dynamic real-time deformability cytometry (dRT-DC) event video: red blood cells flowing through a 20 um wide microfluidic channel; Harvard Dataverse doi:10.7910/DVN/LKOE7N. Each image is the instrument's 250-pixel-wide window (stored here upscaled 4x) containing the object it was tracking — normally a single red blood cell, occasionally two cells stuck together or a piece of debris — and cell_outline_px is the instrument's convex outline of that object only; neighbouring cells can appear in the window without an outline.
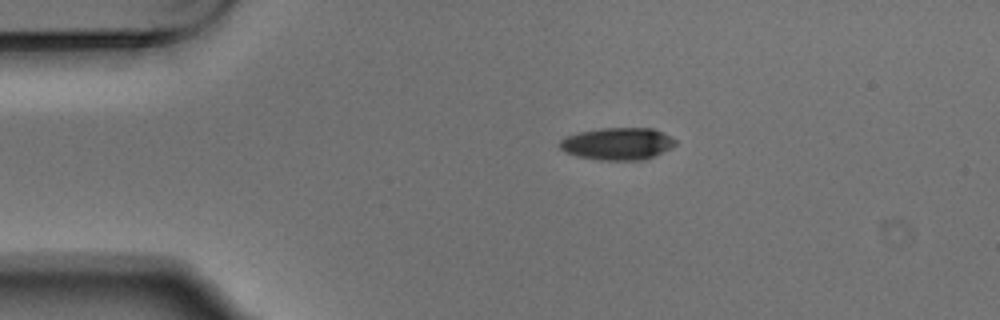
{"species": "Egyptian fruit bat (a non-hibernating species)", "species_latin": "Rousettus aegyptiacus", "temperature_condition": "warm", "stored_images_in_passage": 4, "camera_frame_rate_fps": 3000, "um_per_image_px": 0.085, "animal": {"sex": "male"}, "frame": {"image": 1, "passage_image": 1, "time_ms": 0.0, "image_size_px": [1000, 320], "cell_outline_px": [[676, 144], [644, 160], [600, 160], [580, 156], [568, 152], [560, 148], [556, 144], [560, 140], [568, 136], [580, 132], [600, 128], [652, 128], [676, 140]], "centroid_in_image_um": [52.45, 12.21], "position_along_channel_um": 32.5, "area_um2": 21.27}}
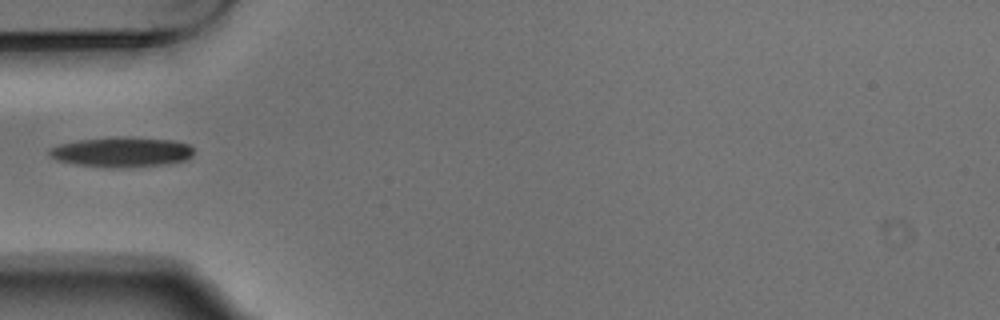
{"frame": {"image": 2, "passage_image": 3, "time_ms": 0.667, "image_size_px": [1000, 320], "cell_outline_px": [[192, 156], [188, 160], [168, 164], [116, 168], [108, 168], [76, 164], [56, 160], [48, 156], [48, 152], [52, 148], [60, 144], [80, 140], [116, 136], [124, 136], [172, 140], [188, 144], [192, 148]], "centroid_in_image_um": [10.35, 12.92], "position_along_channel_um": 74.6, "area_um2": 25.43}}
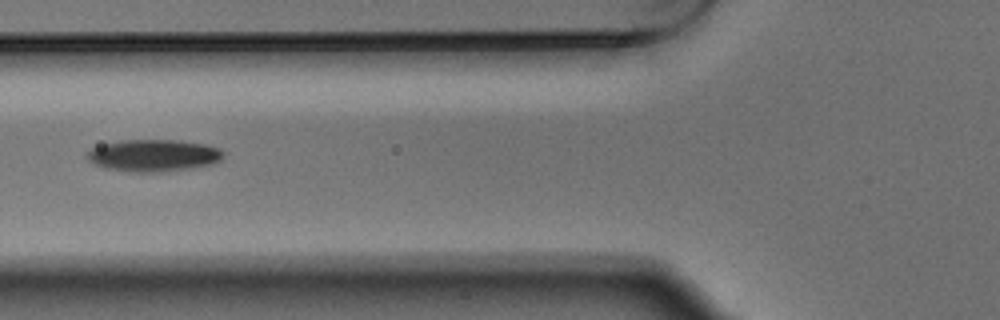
{"frame": {"image": 3, "passage_image": 4, "time_ms": 1.0, "image_size_px": [1000, 320], "cell_outline_px": [[224, 156], [220, 160], [212, 164], [192, 168], [164, 172], [128, 172], [104, 168], [88, 160], [88, 152], [92, 148], [104, 144], [124, 140], [172, 140], [204, 144], [220, 148], [224, 152]], "centroid_in_image_um": [13.08, 13.23], "position_along_channel_um": 112.7, "area_um2": 25.37}}